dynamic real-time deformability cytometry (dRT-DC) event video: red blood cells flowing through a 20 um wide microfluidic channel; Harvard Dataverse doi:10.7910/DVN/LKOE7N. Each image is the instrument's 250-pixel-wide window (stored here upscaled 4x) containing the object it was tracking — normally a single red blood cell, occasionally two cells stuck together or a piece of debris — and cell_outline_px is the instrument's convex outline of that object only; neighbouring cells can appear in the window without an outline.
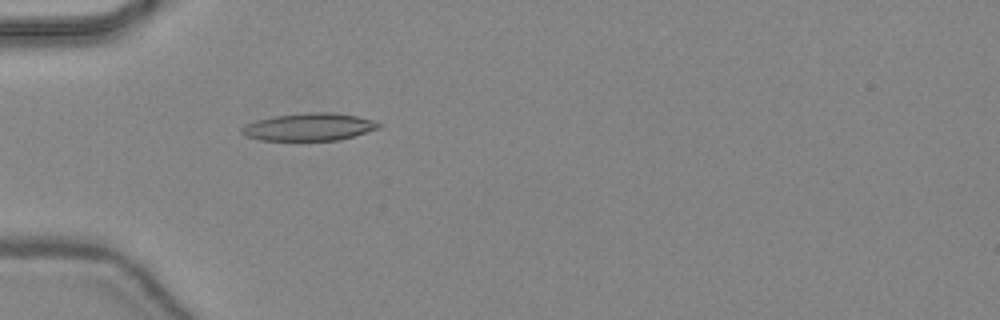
{"species": "common noctule bat (a hibernating species)", "species_latin": "Nyctalus noctula", "temperature_condition": "warm", "stored_images_in_passage": 32, "camera_frame_rate_fps": 3000, "um_per_image_px": 0.085, "animal": {"sex": "female", "body_mass_g": 24.6, "forearm_length_mm": 56.2}, "frame": {"image": 1, "passage_image": 1, "time_ms": 0.0, "image_size_px": [1000, 320], "cell_outline_px": [[380, 128], [340, 140], [260, 140], [244, 136], [240, 132], [240, 128], [256, 120], [272, 116], [308, 112], [336, 112], [356, 116], [372, 120], [380, 124]], "centroid_in_image_um": [26.25, 10.78], "position_along_channel_um": 58.8, "area_um2": 22.02}}
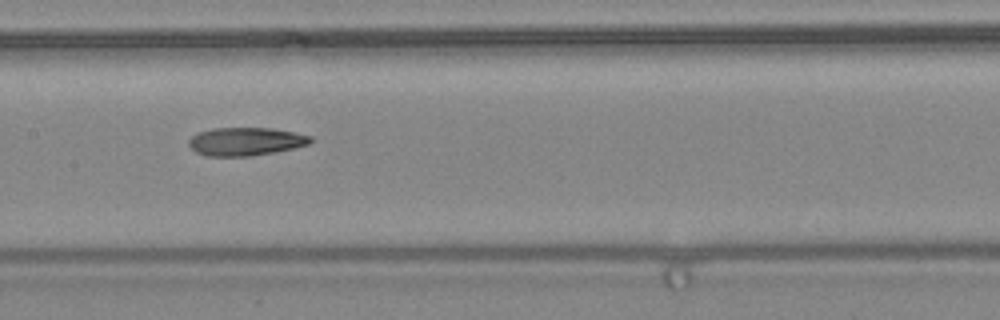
{"frame": {"image": 2, "passage_image": 10, "time_ms": 3.0, "image_size_px": [1000, 320], "cell_outline_px": [[312, 144], [272, 152], [248, 156], [204, 156], [196, 152], [188, 144], [188, 140], [196, 132], [212, 128], [272, 128], [312, 136]], "centroid_in_image_um": [20.85, 12.02], "position_along_channel_um": 186.6, "area_um2": 20.0}}
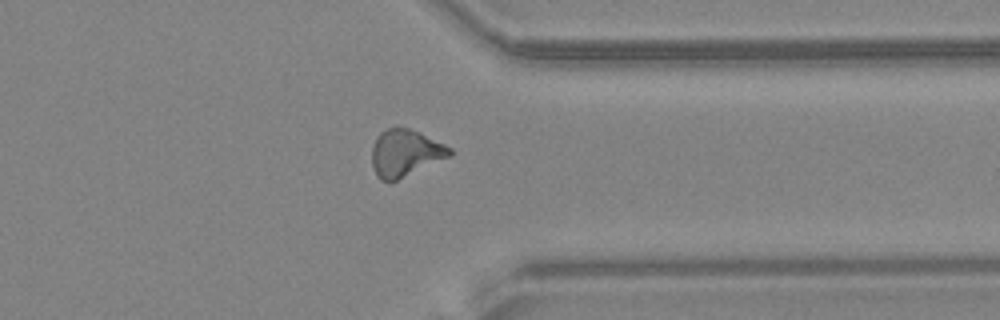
{"frame": {"image": 3, "passage_image": 23, "time_ms": 7.333, "image_size_px": [1000, 320], "cell_outline_px": [[452, 156], [396, 180], [380, 180], [376, 176], [372, 164], [372, 148], [376, 136], [380, 132], [396, 124], [420, 132], [452, 148]], "centroid_in_image_um": [34.44, 12.97], "position_along_channel_um": 377.0, "area_um2": 21.5}, "authors_computed_cell_mechanics": {"area_um2": 20.4612, "velocity_mm_per_s": 4.4614, "shape_relaxation_time_tau1_ms": null, "shape_relaxation_time_tau2_ms": 1.7265, "deformation_change_tau1": null, "deformation_change_tau2": 0.1034}}